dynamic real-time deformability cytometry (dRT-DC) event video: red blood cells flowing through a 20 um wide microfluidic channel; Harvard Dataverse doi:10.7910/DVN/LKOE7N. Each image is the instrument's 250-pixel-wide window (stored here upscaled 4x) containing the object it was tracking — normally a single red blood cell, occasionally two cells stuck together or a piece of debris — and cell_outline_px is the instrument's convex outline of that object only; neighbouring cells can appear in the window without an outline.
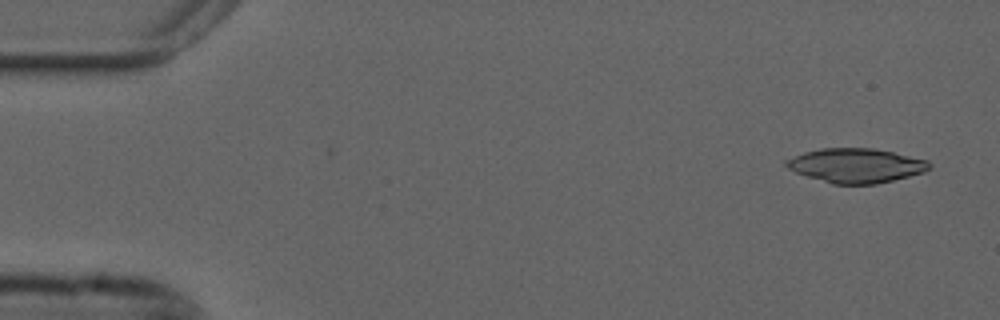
{"species": "common noctule bat (a hibernating species)", "species_latin": "Nyctalus noctula", "temperature_condition": "cold", "stored_images_in_passage": 12, "camera_frame_rate_fps": 3000, "um_per_image_px": 0.085, "animal": {"sex": "male", "forearm_length_mm": 52.5}, "frame": {"image": 1, "passage_image": 2, "time_ms": 0.333, "image_size_px": [1000, 320], "cell_outline_px": [[932, 168], [924, 172], [876, 184], [832, 184], [796, 172], [788, 168], [784, 164], [784, 160], [804, 152], [824, 148], [872, 148], [892, 152], [928, 160], [932, 164]], "centroid_in_image_um": [72.77, 14.07], "position_along_channel_um": 12.2, "area_um2": 28.5}}